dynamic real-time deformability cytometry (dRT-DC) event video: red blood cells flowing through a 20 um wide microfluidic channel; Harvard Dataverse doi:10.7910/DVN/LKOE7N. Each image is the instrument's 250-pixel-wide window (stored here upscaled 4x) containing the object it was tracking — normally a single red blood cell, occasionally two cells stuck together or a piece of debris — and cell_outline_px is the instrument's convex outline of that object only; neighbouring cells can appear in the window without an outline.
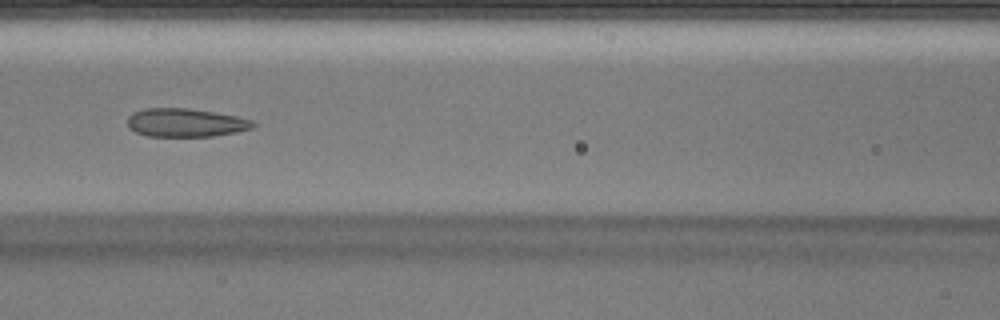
{"species": "Egyptian fruit bat (a non-hibernating species)", "species_latin": "Rousettus aegyptiacus", "temperature_condition": "warm", "stored_images_in_passage": 36, "camera_frame_rate_fps": 3000, "um_per_image_px": 0.085, "animal": {"sex": "male"}, "frame": {"image": 1, "passage_image": 11, "time_ms": 3.333, "image_size_px": [1000, 320], "cell_outline_px": [[256, 124], [252, 128], [236, 132], [216, 136], [148, 136], [136, 132], [128, 128], [128, 116], [132, 112], [144, 108], [188, 108], [236, 116], [252, 120]], "centroid_in_image_um": [15.75, 10.42], "position_along_channel_um": 150.9, "area_um2": 20.81}}